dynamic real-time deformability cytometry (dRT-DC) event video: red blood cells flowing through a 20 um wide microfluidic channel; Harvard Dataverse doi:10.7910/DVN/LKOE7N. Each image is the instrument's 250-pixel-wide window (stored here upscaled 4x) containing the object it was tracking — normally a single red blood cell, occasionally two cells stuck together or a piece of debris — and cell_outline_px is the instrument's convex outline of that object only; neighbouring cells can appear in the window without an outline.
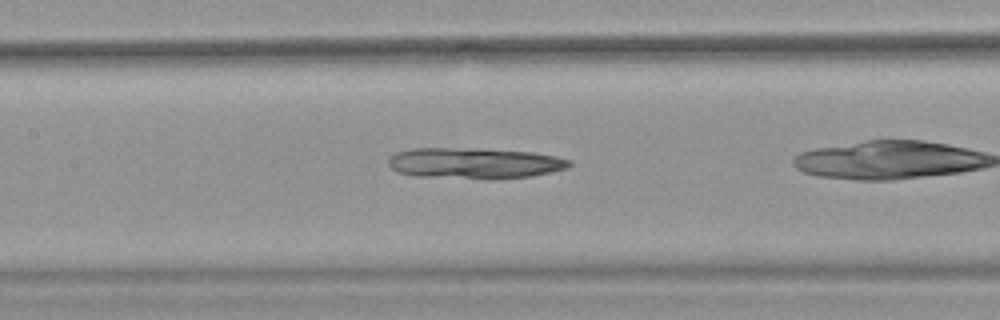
{"species": "common noctule bat (a hibernating species)", "species_latin": "Nyctalus noctula", "temperature_condition": "warm", "stored_images_in_passage": 36, "camera_frame_rate_fps": 3000, "um_per_image_px": 0.085, "animal": {"sex": "female", "body_mass_g": 18.4}, "frame": {"image": 1, "passage_image": 20, "time_ms": 6.333, "image_size_px": [1000, 320], "cell_outline_px": [[572, 164], [568, 168], [532, 176], [496, 180], [488, 180], [412, 176], [396, 172], [388, 164], [388, 160], [396, 152], [412, 148], [448, 148], [532, 152], [556, 156], [572, 160]], "centroid_in_image_um": [40.33, 13.9], "position_along_channel_um": 167.1, "area_um2": 32.95}}
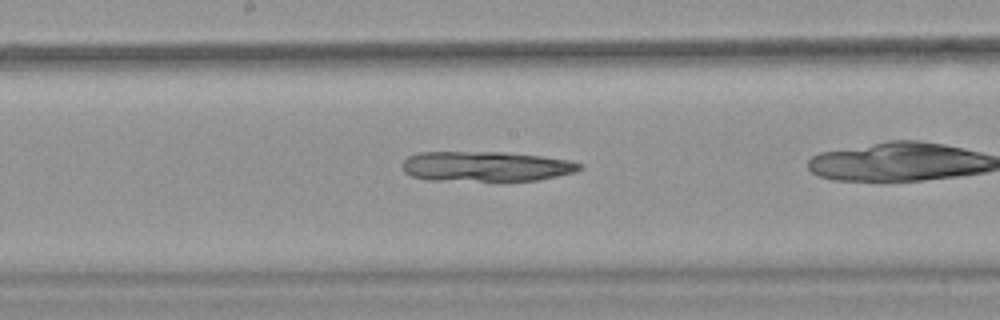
{"frame": {"image": 2, "passage_image": 23, "time_ms": 7.333, "image_size_px": [1000, 320], "cell_outline_px": [[584, 168], [576, 172], [536, 180], [504, 184], [496, 184], [428, 180], [412, 176], [404, 172], [400, 164], [408, 156], [420, 152], [504, 152], [540, 156], [572, 160], [584, 164]], "centroid_in_image_um": [41.33, 14.2], "position_along_channel_um": 206.9, "area_um2": 32.83}}